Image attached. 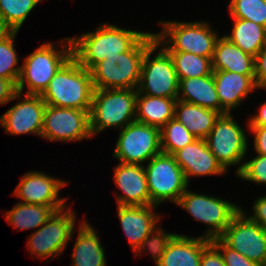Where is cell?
<instances>
[{
  "label": "cell",
  "instance_id": "cell-1",
  "mask_svg": "<svg viewBox=\"0 0 266 266\" xmlns=\"http://www.w3.org/2000/svg\"><path fill=\"white\" fill-rule=\"evenodd\" d=\"M145 34L146 32L127 30L113 24H100L94 32L70 38L72 57L90 70L106 57L129 51Z\"/></svg>",
  "mask_w": 266,
  "mask_h": 266
},
{
  "label": "cell",
  "instance_id": "cell-2",
  "mask_svg": "<svg viewBox=\"0 0 266 266\" xmlns=\"http://www.w3.org/2000/svg\"><path fill=\"white\" fill-rule=\"evenodd\" d=\"M156 40L147 32L129 51L106 57L91 69L94 89H138L146 49Z\"/></svg>",
  "mask_w": 266,
  "mask_h": 266
},
{
  "label": "cell",
  "instance_id": "cell-3",
  "mask_svg": "<svg viewBox=\"0 0 266 266\" xmlns=\"http://www.w3.org/2000/svg\"><path fill=\"white\" fill-rule=\"evenodd\" d=\"M90 70L71 57L41 94L46 105L90 110L94 93Z\"/></svg>",
  "mask_w": 266,
  "mask_h": 266
},
{
  "label": "cell",
  "instance_id": "cell-4",
  "mask_svg": "<svg viewBox=\"0 0 266 266\" xmlns=\"http://www.w3.org/2000/svg\"><path fill=\"white\" fill-rule=\"evenodd\" d=\"M137 89H95L89 112L91 135L135 121Z\"/></svg>",
  "mask_w": 266,
  "mask_h": 266
},
{
  "label": "cell",
  "instance_id": "cell-5",
  "mask_svg": "<svg viewBox=\"0 0 266 266\" xmlns=\"http://www.w3.org/2000/svg\"><path fill=\"white\" fill-rule=\"evenodd\" d=\"M61 51L53 43H44L33 53L25 57L17 83V92L23 94L27 83L26 94L41 95L57 71L72 57L70 37L64 39ZM67 44V45H65Z\"/></svg>",
  "mask_w": 266,
  "mask_h": 266
},
{
  "label": "cell",
  "instance_id": "cell-6",
  "mask_svg": "<svg viewBox=\"0 0 266 266\" xmlns=\"http://www.w3.org/2000/svg\"><path fill=\"white\" fill-rule=\"evenodd\" d=\"M159 23L162 24L163 30L155 33V38L167 51L188 52L212 59L219 37L208 22L161 21Z\"/></svg>",
  "mask_w": 266,
  "mask_h": 266
},
{
  "label": "cell",
  "instance_id": "cell-7",
  "mask_svg": "<svg viewBox=\"0 0 266 266\" xmlns=\"http://www.w3.org/2000/svg\"><path fill=\"white\" fill-rule=\"evenodd\" d=\"M159 47V42L155 40L146 49L141 66L138 94L177 99L179 78L170 53L162 46L154 59H150Z\"/></svg>",
  "mask_w": 266,
  "mask_h": 266
},
{
  "label": "cell",
  "instance_id": "cell-8",
  "mask_svg": "<svg viewBox=\"0 0 266 266\" xmlns=\"http://www.w3.org/2000/svg\"><path fill=\"white\" fill-rule=\"evenodd\" d=\"M144 170L150 194V205L158 206L167 200L177 204L186 191L188 183L175 157L161 152L149 160Z\"/></svg>",
  "mask_w": 266,
  "mask_h": 266
},
{
  "label": "cell",
  "instance_id": "cell-9",
  "mask_svg": "<svg viewBox=\"0 0 266 266\" xmlns=\"http://www.w3.org/2000/svg\"><path fill=\"white\" fill-rule=\"evenodd\" d=\"M176 205L186 210L195 220L209 226L203 237L210 240L219 238L232 218L241 210L230 201L195 193L188 188Z\"/></svg>",
  "mask_w": 266,
  "mask_h": 266
},
{
  "label": "cell",
  "instance_id": "cell-10",
  "mask_svg": "<svg viewBox=\"0 0 266 266\" xmlns=\"http://www.w3.org/2000/svg\"><path fill=\"white\" fill-rule=\"evenodd\" d=\"M161 152L160 129L133 121L120 129L113 156L121 163L143 165Z\"/></svg>",
  "mask_w": 266,
  "mask_h": 266
},
{
  "label": "cell",
  "instance_id": "cell-11",
  "mask_svg": "<svg viewBox=\"0 0 266 266\" xmlns=\"http://www.w3.org/2000/svg\"><path fill=\"white\" fill-rule=\"evenodd\" d=\"M65 207L53 215L28 239L29 252L38 258H53L64 252L72 239L75 227V213Z\"/></svg>",
  "mask_w": 266,
  "mask_h": 266
},
{
  "label": "cell",
  "instance_id": "cell-12",
  "mask_svg": "<svg viewBox=\"0 0 266 266\" xmlns=\"http://www.w3.org/2000/svg\"><path fill=\"white\" fill-rule=\"evenodd\" d=\"M205 140L226 172L229 166L241 163L246 156L248 149L246 132L236 123L231 113L221 114L218 117Z\"/></svg>",
  "mask_w": 266,
  "mask_h": 266
},
{
  "label": "cell",
  "instance_id": "cell-13",
  "mask_svg": "<svg viewBox=\"0 0 266 266\" xmlns=\"http://www.w3.org/2000/svg\"><path fill=\"white\" fill-rule=\"evenodd\" d=\"M247 216L241 208L219 238L231 249L262 266L266 259V230Z\"/></svg>",
  "mask_w": 266,
  "mask_h": 266
},
{
  "label": "cell",
  "instance_id": "cell-14",
  "mask_svg": "<svg viewBox=\"0 0 266 266\" xmlns=\"http://www.w3.org/2000/svg\"><path fill=\"white\" fill-rule=\"evenodd\" d=\"M90 110L46 105L41 138L49 141L90 139Z\"/></svg>",
  "mask_w": 266,
  "mask_h": 266
},
{
  "label": "cell",
  "instance_id": "cell-15",
  "mask_svg": "<svg viewBox=\"0 0 266 266\" xmlns=\"http://www.w3.org/2000/svg\"><path fill=\"white\" fill-rule=\"evenodd\" d=\"M46 103L41 95L24 98L0 116V125L9 135L35 134L41 137Z\"/></svg>",
  "mask_w": 266,
  "mask_h": 266
},
{
  "label": "cell",
  "instance_id": "cell-16",
  "mask_svg": "<svg viewBox=\"0 0 266 266\" xmlns=\"http://www.w3.org/2000/svg\"><path fill=\"white\" fill-rule=\"evenodd\" d=\"M67 185L66 181L55 179L40 171H30L21 177L14 194L21 202L51 206L55 211L66 207V198H59V190Z\"/></svg>",
  "mask_w": 266,
  "mask_h": 266
},
{
  "label": "cell",
  "instance_id": "cell-17",
  "mask_svg": "<svg viewBox=\"0 0 266 266\" xmlns=\"http://www.w3.org/2000/svg\"><path fill=\"white\" fill-rule=\"evenodd\" d=\"M173 156L176 163L184 172L186 182L189 185L190 177L222 175L226 171L218 163L216 157L210 151L205 139L197 138L184 148L176 151Z\"/></svg>",
  "mask_w": 266,
  "mask_h": 266
},
{
  "label": "cell",
  "instance_id": "cell-18",
  "mask_svg": "<svg viewBox=\"0 0 266 266\" xmlns=\"http://www.w3.org/2000/svg\"><path fill=\"white\" fill-rule=\"evenodd\" d=\"M113 179L116 186L123 192V195H116L118 205H150L144 165L119 162L114 168Z\"/></svg>",
  "mask_w": 266,
  "mask_h": 266
},
{
  "label": "cell",
  "instance_id": "cell-19",
  "mask_svg": "<svg viewBox=\"0 0 266 266\" xmlns=\"http://www.w3.org/2000/svg\"><path fill=\"white\" fill-rule=\"evenodd\" d=\"M214 84L220 100L221 114L231 113L232 109L240 107L248 94L258 89L255 75L213 70Z\"/></svg>",
  "mask_w": 266,
  "mask_h": 266
},
{
  "label": "cell",
  "instance_id": "cell-20",
  "mask_svg": "<svg viewBox=\"0 0 266 266\" xmlns=\"http://www.w3.org/2000/svg\"><path fill=\"white\" fill-rule=\"evenodd\" d=\"M117 207L121 227L135 253L143 240L157 228L160 219V215L154 212L157 206L118 205Z\"/></svg>",
  "mask_w": 266,
  "mask_h": 266
},
{
  "label": "cell",
  "instance_id": "cell-21",
  "mask_svg": "<svg viewBox=\"0 0 266 266\" xmlns=\"http://www.w3.org/2000/svg\"><path fill=\"white\" fill-rule=\"evenodd\" d=\"M211 242L200 236L189 238L175 234L156 266H200L203 249Z\"/></svg>",
  "mask_w": 266,
  "mask_h": 266
},
{
  "label": "cell",
  "instance_id": "cell-22",
  "mask_svg": "<svg viewBox=\"0 0 266 266\" xmlns=\"http://www.w3.org/2000/svg\"><path fill=\"white\" fill-rule=\"evenodd\" d=\"M211 61L212 70L255 75L254 57L243 52L225 36L217 39Z\"/></svg>",
  "mask_w": 266,
  "mask_h": 266
},
{
  "label": "cell",
  "instance_id": "cell-23",
  "mask_svg": "<svg viewBox=\"0 0 266 266\" xmlns=\"http://www.w3.org/2000/svg\"><path fill=\"white\" fill-rule=\"evenodd\" d=\"M177 100L212 109L221 114L213 73L203 77L179 79Z\"/></svg>",
  "mask_w": 266,
  "mask_h": 266
},
{
  "label": "cell",
  "instance_id": "cell-24",
  "mask_svg": "<svg viewBox=\"0 0 266 266\" xmlns=\"http://www.w3.org/2000/svg\"><path fill=\"white\" fill-rule=\"evenodd\" d=\"M89 222L80 223L73 248L72 266H106L105 250L99 236Z\"/></svg>",
  "mask_w": 266,
  "mask_h": 266
},
{
  "label": "cell",
  "instance_id": "cell-25",
  "mask_svg": "<svg viewBox=\"0 0 266 266\" xmlns=\"http://www.w3.org/2000/svg\"><path fill=\"white\" fill-rule=\"evenodd\" d=\"M221 114L212 109L176 101L174 118L197 138L205 139Z\"/></svg>",
  "mask_w": 266,
  "mask_h": 266
},
{
  "label": "cell",
  "instance_id": "cell-26",
  "mask_svg": "<svg viewBox=\"0 0 266 266\" xmlns=\"http://www.w3.org/2000/svg\"><path fill=\"white\" fill-rule=\"evenodd\" d=\"M177 99L138 94L135 121L161 129L174 118Z\"/></svg>",
  "mask_w": 266,
  "mask_h": 266
},
{
  "label": "cell",
  "instance_id": "cell-27",
  "mask_svg": "<svg viewBox=\"0 0 266 266\" xmlns=\"http://www.w3.org/2000/svg\"><path fill=\"white\" fill-rule=\"evenodd\" d=\"M231 34L224 35L243 52L255 57L266 44V27L250 20L233 18Z\"/></svg>",
  "mask_w": 266,
  "mask_h": 266
},
{
  "label": "cell",
  "instance_id": "cell-28",
  "mask_svg": "<svg viewBox=\"0 0 266 266\" xmlns=\"http://www.w3.org/2000/svg\"><path fill=\"white\" fill-rule=\"evenodd\" d=\"M6 212V220L17 230L41 227L55 212L51 206L18 202Z\"/></svg>",
  "mask_w": 266,
  "mask_h": 266
},
{
  "label": "cell",
  "instance_id": "cell-29",
  "mask_svg": "<svg viewBox=\"0 0 266 266\" xmlns=\"http://www.w3.org/2000/svg\"><path fill=\"white\" fill-rule=\"evenodd\" d=\"M168 52L179 79L208 76L213 72L211 58L181 51Z\"/></svg>",
  "mask_w": 266,
  "mask_h": 266
},
{
  "label": "cell",
  "instance_id": "cell-30",
  "mask_svg": "<svg viewBox=\"0 0 266 266\" xmlns=\"http://www.w3.org/2000/svg\"><path fill=\"white\" fill-rule=\"evenodd\" d=\"M160 138L161 151L171 155L197 139L175 118L169 120L160 129Z\"/></svg>",
  "mask_w": 266,
  "mask_h": 266
},
{
  "label": "cell",
  "instance_id": "cell-31",
  "mask_svg": "<svg viewBox=\"0 0 266 266\" xmlns=\"http://www.w3.org/2000/svg\"><path fill=\"white\" fill-rule=\"evenodd\" d=\"M40 1L42 0H0V16L18 32L29 13Z\"/></svg>",
  "mask_w": 266,
  "mask_h": 266
},
{
  "label": "cell",
  "instance_id": "cell-32",
  "mask_svg": "<svg viewBox=\"0 0 266 266\" xmlns=\"http://www.w3.org/2000/svg\"><path fill=\"white\" fill-rule=\"evenodd\" d=\"M17 33L14 31L9 37L0 41V78L13 80L16 84L21 74V66H17L19 58L14 49Z\"/></svg>",
  "mask_w": 266,
  "mask_h": 266
},
{
  "label": "cell",
  "instance_id": "cell-33",
  "mask_svg": "<svg viewBox=\"0 0 266 266\" xmlns=\"http://www.w3.org/2000/svg\"><path fill=\"white\" fill-rule=\"evenodd\" d=\"M229 12L232 18L250 20L266 27V2L264 0H231Z\"/></svg>",
  "mask_w": 266,
  "mask_h": 266
},
{
  "label": "cell",
  "instance_id": "cell-34",
  "mask_svg": "<svg viewBox=\"0 0 266 266\" xmlns=\"http://www.w3.org/2000/svg\"><path fill=\"white\" fill-rule=\"evenodd\" d=\"M174 235L175 233H165L159 226L143 240L142 244L135 252L140 253L141 251H145L146 247H148L152 259H154L155 264H157L164 255L166 247Z\"/></svg>",
  "mask_w": 266,
  "mask_h": 266
},
{
  "label": "cell",
  "instance_id": "cell-35",
  "mask_svg": "<svg viewBox=\"0 0 266 266\" xmlns=\"http://www.w3.org/2000/svg\"><path fill=\"white\" fill-rule=\"evenodd\" d=\"M236 172L245 181L266 184V155L257 154L252 160L241 163Z\"/></svg>",
  "mask_w": 266,
  "mask_h": 266
},
{
  "label": "cell",
  "instance_id": "cell-36",
  "mask_svg": "<svg viewBox=\"0 0 266 266\" xmlns=\"http://www.w3.org/2000/svg\"><path fill=\"white\" fill-rule=\"evenodd\" d=\"M211 242L220 250L225 266H261L228 247L220 238L211 239Z\"/></svg>",
  "mask_w": 266,
  "mask_h": 266
},
{
  "label": "cell",
  "instance_id": "cell-37",
  "mask_svg": "<svg viewBox=\"0 0 266 266\" xmlns=\"http://www.w3.org/2000/svg\"><path fill=\"white\" fill-rule=\"evenodd\" d=\"M255 82L258 89L266 90V44L254 57Z\"/></svg>",
  "mask_w": 266,
  "mask_h": 266
},
{
  "label": "cell",
  "instance_id": "cell-38",
  "mask_svg": "<svg viewBox=\"0 0 266 266\" xmlns=\"http://www.w3.org/2000/svg\"><path fill=\"white\" fill-rule=\"evenodd\" d=\"M200 266H225L220 250L212 242L203 249Z\"/></svg>",
  "mask_w": 266,
  "mask_h": 266
},
{
  "label": "cell",
  "instance_id": "cell-39",
  "mask_svg": "<svg viewBox=\"0 0 266 266\" xmlns=\"http://www.w3.org/2000/svg\"><path fill=\"white\" fill-rule=\"evenodd\" d=\"M17 92V84L13 80L0 78V105L21 97Z\"/></svg>",
  "mask_w": 266,
  "mask_h": 266
},
{
  "label": "cell",
  "instance_id": "cell-40",
  "mask_svg": "<svg viewBox=\"0 0 266 266\" xmlns=\"http://www.w3.org/2000/svg\"><path fill=\"white\" fill-rule=\"evenodd\" d=\"M254 136V150L257 154L266 155V126H248Z\"/></svg>",
  "mask_w": 266,
  "mask_h": 266
},
{
  "label": "cell",
  "instance_id": "cell-41",
  "mask_svg": "<svg viewBox=\"0 0 266 266\" xmlns=\"http://www.w3.org/2000/svg\"><path fill=\"white\" fill-rule=\"evenodd\" d=\"M253 215L249 218L266 230V196L259 197L253 204Z\"/></svg>",
  "mask_w": 266,
  "mask_h": 266
},
{
  "label": "cell",
  "instance_id": "cell-42",
  "mask_svg": "<svg viewBox=\"0 0 266 266\" xmlns=\"http://www.w3.org/2000/svg\"><path fill=\"white\" fill-rule=\"evenodd\" d=\"M248 126H266V101L259 107V112L249 118Z\"/></svg>",
  "mask_w": 266,
  "mask_h": 266
},
{
  "label": "cell",
  "instance_id": "cell-43",
  "mask_svg": "<svg viewBox=\"0 0 266 266\" xmlns=\"http://www.w3.org/2000/svg\"><path fill=\"white\" fill-rule=\"evenodd\" d=\"M14 30L7 24V22L0 16V41L9 37Z\"/></svg>",
  "mask_w": 266,
  "mask_h": 266
}]
</instances>
